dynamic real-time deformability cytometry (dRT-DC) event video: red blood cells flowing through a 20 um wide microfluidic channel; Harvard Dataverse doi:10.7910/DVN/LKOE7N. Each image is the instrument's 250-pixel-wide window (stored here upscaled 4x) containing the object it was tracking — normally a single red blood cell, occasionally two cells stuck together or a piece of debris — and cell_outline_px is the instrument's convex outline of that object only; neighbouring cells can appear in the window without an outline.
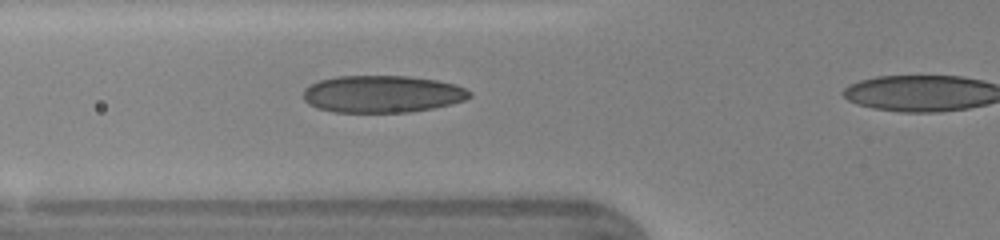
{"species": "human", "species_latin": "Homo sapiens", "temperature_condition": "warm", "stored_images_in_passage": 10, "camera_frame_rate_fps": 3000, "um_per_image_px": 0.085, "donor": {"sex": "female"}, "frame": {"image": 1, "passage_image": 9, "time_ms": 2.667, "image_size_px": [1000, 240], "cell_outline_px": [[472, 96], [464, 100], [452, 104], [432, 108], [408, 112], [332, 112], [316, 108], [308, 104], [304, 100], [304, 88], [320, 80], [336, 76], [408, 76], [436, 80], [456, 84], [472, 92]], "centroid_in_image_um": [32.49, 7.99], "position_along_channel_um": 93.3, "area_um2": 36.13}}